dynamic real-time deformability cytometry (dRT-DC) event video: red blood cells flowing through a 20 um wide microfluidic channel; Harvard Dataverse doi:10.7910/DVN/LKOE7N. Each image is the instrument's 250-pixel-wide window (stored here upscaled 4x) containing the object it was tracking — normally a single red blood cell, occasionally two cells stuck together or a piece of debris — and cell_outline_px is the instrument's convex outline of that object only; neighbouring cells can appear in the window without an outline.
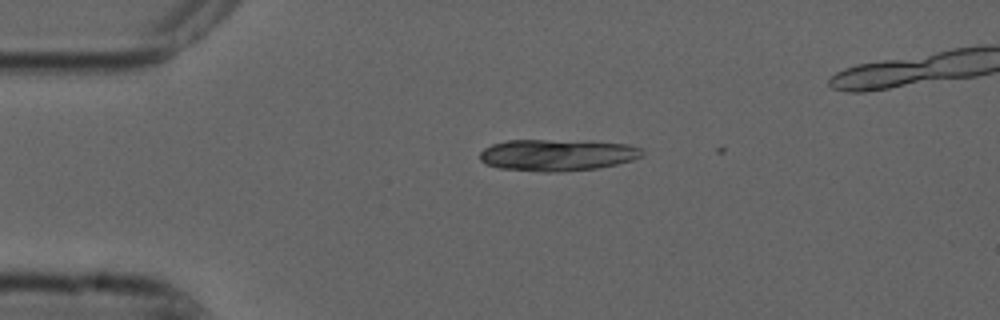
{"species": "common noctule bat (a hibernating species)", "species_latin": "Nyctalus noctula", "temperature_condition": "cold", "stored_images_in_passage": 4, "camera_frame_rate_fps": 3000, "um_per_image_px": 0.085, "animal": {"sex": "male", "forearm_length_mm": 52.5}, "frame": {"image": 1, "passage_image": 2, "time_ms": 0.333, "image_size_px": [1000, 320], "cell_outline_px": [[644, 152], [640, 156], [632, 160], [616, 164], [596, 168], [556, 172], [544, 172], [500, 168], [488, 164], [480, 160], [480, 152], [484, 148], [492, 144], [504, 140], [592, 140], [628, 144], [640, 148]], "centroid_in_image_um": [47.37, 13.15], "position_along_channel_um": 37.6, "area_um2": 30.11}}